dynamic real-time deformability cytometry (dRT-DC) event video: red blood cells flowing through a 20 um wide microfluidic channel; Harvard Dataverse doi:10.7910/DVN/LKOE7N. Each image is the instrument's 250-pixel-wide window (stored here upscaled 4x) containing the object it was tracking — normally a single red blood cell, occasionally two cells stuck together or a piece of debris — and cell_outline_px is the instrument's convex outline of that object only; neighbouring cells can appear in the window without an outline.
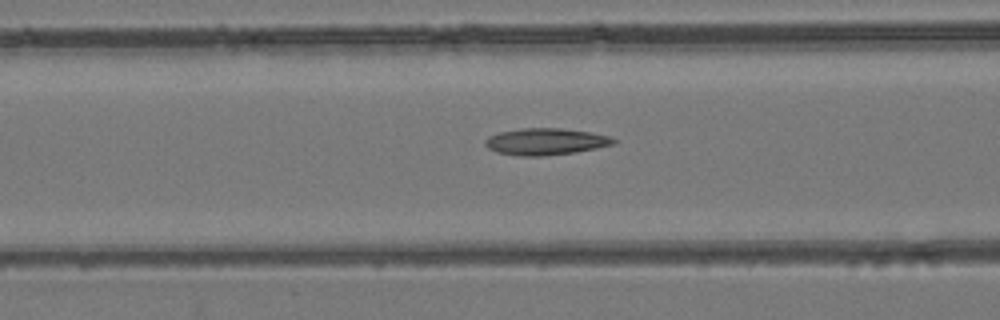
{"species": "common noctule bat (a hibernating species)", "species_latin": "Nyctalus noctula", "temperature_condition": "room temperature", "stored_images_in_passage": 31, "camera_frame_rate_fps": 3000, "um_per_image_px": 0.085, "animal": {"sex": "female", "body_mass_g": 24.6, "forearm_length_mm": 56.2}, "frame": {"image": 1, "passage_image": 8, "time_ms": 2.333, "image_size_px": [1000, 320], "cell_outline_px": [[620, 140], [616, 144], [576, 152], [544, 156], [516, 156], [496, 152], [488, 148], [484, 144], [484, 140], [488, 136], [500, 132], [520, 128], [560, 128], [588, 132], [608, 136]], "centroid_in_image_um": [46.37, 12.04], "position_along_channel_um": 120.2, "area_um2": 20.17}}
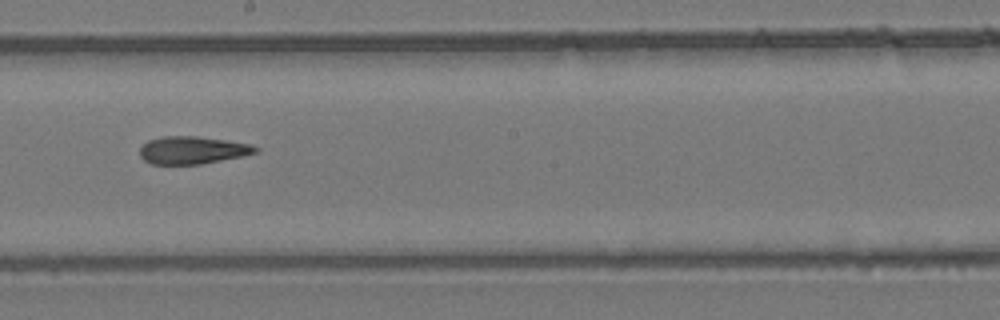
{"frame": {"image": 2, "passage_image": 16, "time_ms": 5.0, "image_size_px": [1000, 320], "cell_outline_px": [[260, 152], [244, 156], [200, 164], [152, 164], [144, 160], [140, 156], [140, 148], [148, 140], [160, 136], [196, 136], [252, 144], [260, 148]], "centroid_in_image_um": [16.39, 12.76], "position_along_channel_um": 231.8, "area_um2": 18.73}}
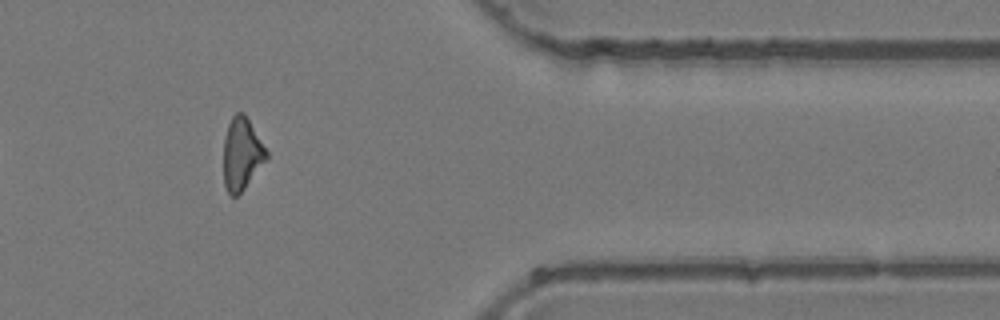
{"frame": {"image": 3, "passage_image": 29, "time_ms": 9.333, "image_size_px": [1000, 320], "cell_outline_px": [[268, 156], [244, 188], [236, 196], [232, 196], [228, 192], [224, 184], [224, 136], [228, 124], [232, 116], [236, 112], [244, 112], [268, 152]], "centroid_in_image_um": [20.53, 13.04], "position_along_channel_um": 390.9, "area_um2": 17.74}}